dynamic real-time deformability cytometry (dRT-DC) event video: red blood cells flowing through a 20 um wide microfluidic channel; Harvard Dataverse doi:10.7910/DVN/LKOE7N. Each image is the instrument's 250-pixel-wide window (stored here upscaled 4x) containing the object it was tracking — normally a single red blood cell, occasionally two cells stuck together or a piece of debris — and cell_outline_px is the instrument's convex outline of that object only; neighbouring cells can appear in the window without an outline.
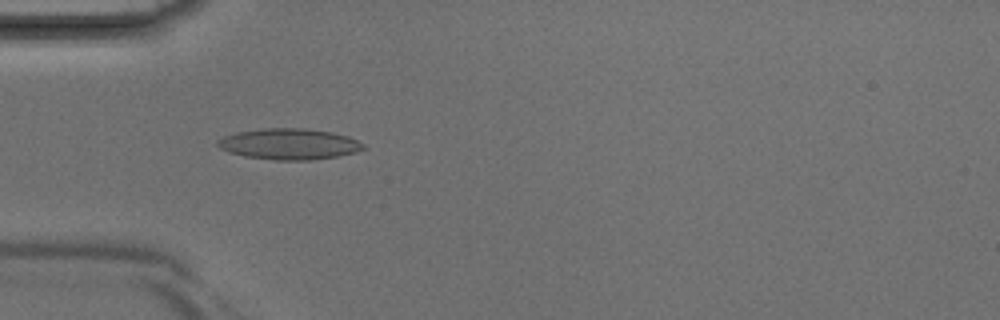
{"species": "Egyptian fruit bat (a non-hibernating species)", "species_latin": "Rousettus aegyptiacus", "temperature_condition": "room temperature", "stored_images_in_passage": 5, "camera_frame_rate_fps": 3000, "um_per_image_px": 0.085, "animal": {"sex": "male"}, "frame": {"image": 1, "passage_image": 4, "time_ms": 1.0, "image_size_px": [1000, 320], "cell_outline_px": [[364, 148], [356, 152], [336, 156], [312, 160], [276, 160], [244, 156], [228, 152], [220, 148], [216, 144], [216, 140], [224, 136], [236, 132], [264, 128], [304, 128], [332, 132], [348, 136], [364, 144]], "centroid_in_image_um": [24.55, 12.24], "position_along_channel_um": 60.5, "area_um2": 26.3}}